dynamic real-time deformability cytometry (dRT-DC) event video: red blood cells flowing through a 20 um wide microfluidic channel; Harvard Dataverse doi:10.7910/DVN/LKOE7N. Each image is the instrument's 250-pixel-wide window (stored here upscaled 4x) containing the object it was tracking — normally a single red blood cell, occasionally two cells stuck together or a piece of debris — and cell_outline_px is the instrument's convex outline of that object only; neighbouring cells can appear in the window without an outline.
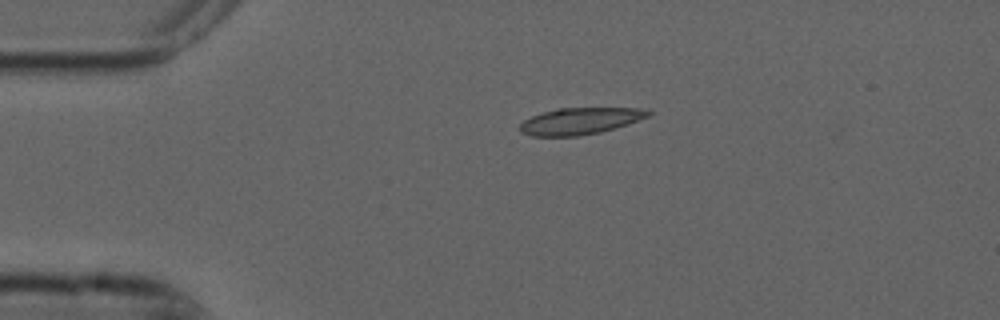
{"species": "common noctule bat (a hibernating species)", "species_latin": "Nyctalus noctula", "temperature_condition": "cold", "stored_images_in_passage": 2, "camera_frame_rate_fps": 3000, "um_per_image_px": 0.085, "animal": {"sex": "male", "forearm_length_mm": 52.5}, "frame": {"image": 1, "passage_image": 1, "time_ms": 0.0, "image_size_px": [1000, 320], "cell_outline_px": [[652, 116], [616, 128], [600, 132], [576, 136], [532, 136], [520, 132], [520, 124], [524, 120], [532, 116], [556, 108], [648, 108], [652, 112]], "centroid_in_image_um": [49.37, 10.28], "position_along_channel_um": 35.6, "area_um2": 20.11}}